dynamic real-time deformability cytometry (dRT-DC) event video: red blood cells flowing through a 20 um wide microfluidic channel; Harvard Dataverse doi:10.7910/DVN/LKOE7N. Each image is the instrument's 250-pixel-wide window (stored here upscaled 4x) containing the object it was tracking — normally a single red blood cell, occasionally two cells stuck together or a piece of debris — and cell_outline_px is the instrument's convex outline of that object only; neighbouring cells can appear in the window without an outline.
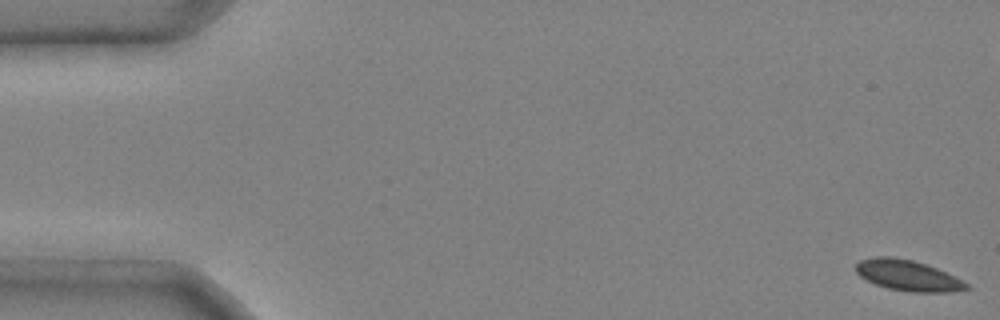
{"species": "common noctule bat (a hibernating species)", "species_latin": "Nyctalus noctula", "temperature_condition": "cold", "stored_images_in_passage": 13, "camera_frame_rate_fps": 3000, "um_per_image_px": 0.085, "animal": {"sex": "male", "body_mass_g": 20.4}, "frame": {"image": 1, "passage_image": 1, "time_ms": 0.0, "image_size_px": [1000, 320], "cell_outline_px": [[972, 288], [952, 292], [912, 292], [888, 288], [876, 284], [860, 276], [856, 272], [856, 264], [860, 260], [876, 256], [888, 256], [912, 260], [936, 268], [968, 284]], "centroid_in_image_um": [77.15, 23.42], "position_along_channel_um": 7.8, "area_um2": 19.48}}